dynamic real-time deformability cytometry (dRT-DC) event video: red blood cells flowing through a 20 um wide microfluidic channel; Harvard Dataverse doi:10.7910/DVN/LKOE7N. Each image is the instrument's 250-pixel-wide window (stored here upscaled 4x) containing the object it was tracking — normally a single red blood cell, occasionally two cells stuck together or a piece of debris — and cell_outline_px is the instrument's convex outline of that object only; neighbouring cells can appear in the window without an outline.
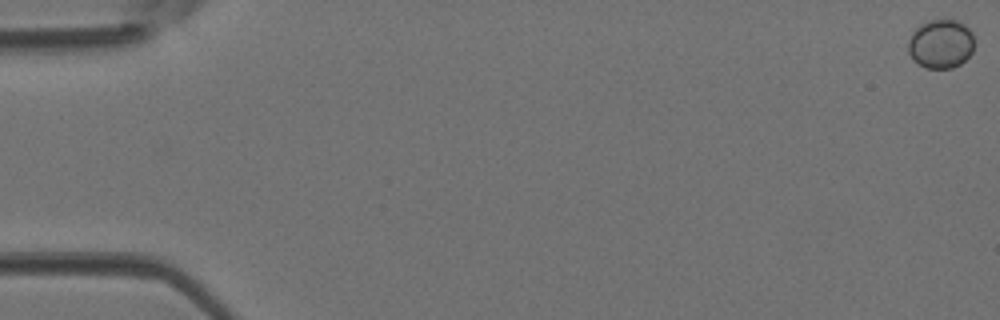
{"species": "Egyptian fruit bat (a non-hibernating species)", "species_latin": "Rousettus aegyptiacus", "temperature_condition": "room temperature", "stored_images_in_passage": 46, "camera_frame_rate_fps": 3000, "um_per_image_px": 0.085, "animal": {"sex": "female"}, "frame": {"image": 1, "passage_image": 1, "time_ms": 0.0, "image_size_px": [1000, 320], "cell_outline_px": [[972, 52], [960, 64], [952, 68], [924, 68], [912, 60], [908, 52], [908, 40], [912, 32], [920, 24], [932, 20], [956, 20], [964, 24], [972, 32]], "centroid_in_image_um": [79.93, 3.74], "position_along_channel_um": 5.1, "area_um2": 18.84}}
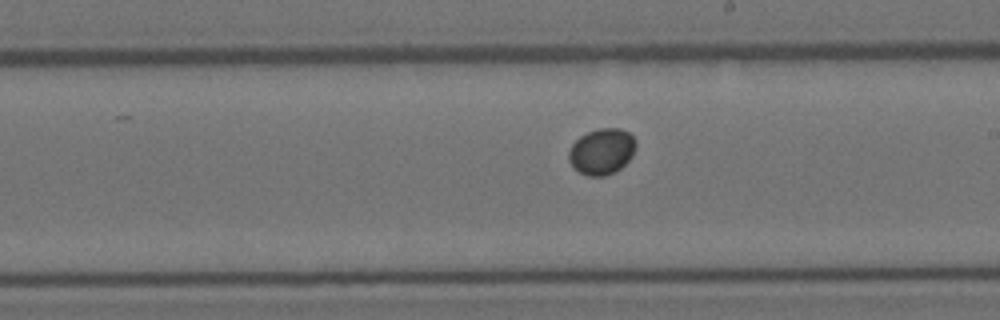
{"frame": {"image": 2, "passage_image": 27, "time_ms": 8.667, "image_size_px": [1000, 320], "cell_outline_px": [[636, 148], [632, 156], [620, 168], [604, 176], [588, 176], [572, 168], [568, 160], [568, 152], [572, 144], [580, 136], [588, 132], [600, 128], [620, 128], [628, 132], [636, 140]], "centroid_in_image_um": [51.13, 12.87], "position_along_channel_um": 237.9, "area_um2": 18.03}}
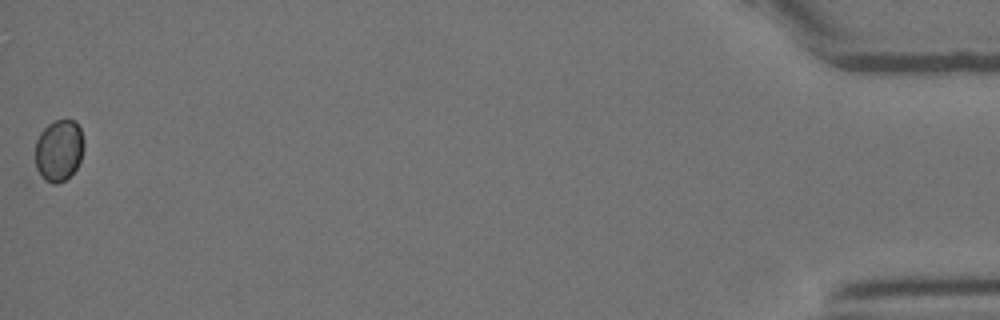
{"frame": {"image": 3, "passage_image": 46, "time_ms": 15.0, "image_size_px": [1000, 320], "cell_outline_px": [[84, 148], [80, 160], [76, 168], [64, 180], [56, 184], [52, 184], [44, 180], [40, 176], [36, 168], [36, 140], [40, 132], [48, 124], [56, 120], [76, 120], [80, 128], [84, 140]], "centroid_in_image_um": [5.01, 12.77], "position_along_channel_um": 430.2, "area_um2": 17.57}}